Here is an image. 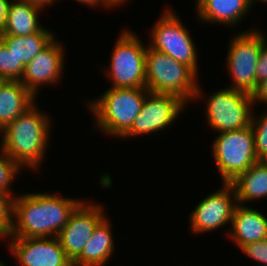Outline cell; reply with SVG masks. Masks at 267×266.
Instances as JSON below:
<instances>
[{"label":"cell","mask_w":267,"mask_h":266,"mask_svg":"<svg viewBox=\"0 0 267 266\" xmlns=\"http://www.w3.org/2000/svg\"><path fill=\"white\" fill-rule=\"evenodd\" d=\"M146 52L131 30H124L116 41L106 69L112 88H146Z\"/></svg>","instance_id":"5"},{"label":"cell","mask_w":267,"mask_h":266,"mask_svg":"<svg viewBox=\"0 0 267 266\" xmlns=\"http://www.w3.org/2000/svg\"><path fill=\"white\" fill-rule=\"evenodd\" d=\"M206 98V119L213 130L222 133L251 125L254 106L251 94L227 87Z\"/></svg>","instance_id":"8"},{"label":"cell","mask_w":267,"mask_h":266,"mask_svg":"<svg viewBox=\"0 0 267 266\" xmlns=\"http://www.w3.org/2000/svg\"><path fill=\"white\" fill-rule=\"evenodd\" d=\"M146 88H112L98 99L90 100L87 107L94 114L97 130L107 135L122 137L141 112Z\"/></svg>","instance_id":"3"},{"label":"cell","mask_w":267,"mask_h":266,"mask_svg":"<svg viewBox=\"0 0 267 266\" xmlns=\"http://www.w3.org/2000/svg\"><path fill=\"white\" fill-rule=\"evenodd\" d=\"M262 114L258 117H255L253 114L251 120V127L255 138L256 155L259 159L267 152V111Z\"/></svg>","instance_id":"23"},{"label":"cell","mask_w":267,"mask_h":266,"mask_svg":"<svg viewBox=\"0 0 267 266\" xmlns=\"http://www.w3.org/2000/svg\"><path fill=\"white\" fill-rule=\"evenodd\" d=\"M252 260L258 261L262 266H267V239L249 243L241 248Z\"/></svg>","instance_id":"26"},{"label":"cell","mask_w":267,"mask_h":266,"mask_svg":"<svg viewBox=\"0 0 267 266\" xmlns=\"http://www.w3.org/2000/svg\"><path fill=\"white\" fill-rule=\"evenodd\" d=\"M42 8L22 0H12L9 5L4 31L0 35L26 36L41 31L38 23Z\"/></svg>","instance_id":"20"},{"label":"cell","mask_w":267,"mask_h":266,"mask_svg":"<svg viewBox=\"0 0 267 266\" xmlns=\"http://www.w3.org/2000/svg\"><path fill=\"white\" fill-rule=\"evenodd\" d=\"M10 2L9 0H0V34L5 29Z\"/></svg>","instance_id":"30"},{"label":"cell","mask_w":267,"mask_h":266,"mask_svg":"<svg viewBox=\"0 0 267 266\" xmlns=\"http://www.w3.org/2000/svg\"><path fill=\"white\" fill-rule=\"evenodd\" d=\"M36 102L8 124L2 133L1 149L21 168H40L51 134V120L40 112Z\"/></svg>","instance_id":"2"},{"label":"cell","mask_w":267,"mask_h":266,"mask_svg":"<svg viewBox=\"0 0 267 266\" xmlns=\"http://www.w3.org/2000/svg\"><path fill=\"white\" fill-rule=\"evenodd\" d=\"M15 195L0 194V237L8 238L13 227V200Z\"/></svg>","instance_id":"24"},{"label":"cell","mask_w":267,"mask_h":266,"mask_svg":"<svg viewBox=\"0 0 267 266\" xmlns=\"http://www.w3.org/2000/svg\"><path fill=\"white\" fill-rule=\"evenodd\" d=\"M0 266H6L2 261H0Z\"/></svg>","instance_id":"36"},{"label":"cell","mask_w":267,"mask_h":266,"mask_svg":"<svg viewBox=\"0 0 267 266\" xmlns=\"http://www.w3.org/2000/svg\"><path fill=\"white\" fill-rule=\"evenodd\" d=\"M196 74L189 66L147 46L146 89L153 93L173 94L186 103L203 93Z\"/></svg>","instance_id":"4"},{"label":"cell","mask_w":267,"mask_h":266,"mask_svg":"<svg viewBox=\"0 0 267 266\" xmlns=\"http://www.w3.org/2000/svg\"><path fill=\"white\" fill-rule=\"evenodd\" d=\"M54 36L47 28L26 36L0 35L15 57V80L20 81L24 67L55 39Z\"/></svg>","instance_id":"16"},{"label":"cell","mask_w":267,"mask_h":266,"mask_svg":"<svg viewBox=\"0 0 267 266\" xmlns=\"http://www.w3.org/2000/svg\"><path fill=\"white\" fill-rule=\"evenodd\" d=\"M0 154V194L13 195V192L11 193V183L22 168L2 150Z\"/></svg>","instance_id":"22"},{"label":"cell","mask_w":267,"mask_h":266,"mask_svg":"<svg viewBox=\"0 0 267 266\" xmlns=\"http://www.w3.org/2000/svg\"><path fill=\"white\" fill-rule=\"evenodd\" d=\"M266 38L261 44L260 55L256 66V84L267 79V43Z\"/></svg>","instance_id":"27"},{"label":"cell","mask_w":267,"mask_h":266,"mask_svg":"<svg viewBox=\"0 0 267 266\" xmlns=\"http://www.w3.org/2000/svg\"><path fill=\"white\" fill-rule=\"evenodd\" d=\"M22 1L36 5L42 9H44V7H47L48 4L52 5V3L54 2V0H22Z\"/></svg>","instance_id":"31"},{"label":"cell","mask_w":267,"mask_h":266,"mask_svg":"<svg viewBox=\"0 0 267 266\" xmlns=\"http://www.w3.org/2000/svg\"><path fill=\"white\" fill-rule=\"evenodd\" d=\"M121 3H122V5H123V3L125 4L126 3V1H129V0H119Z\"/></svg>","instance_id":"35"},{"label":"cell","mask_w":267,"mask_h":266,"mask_svg":"<svg viewBox=\"0 0 267 266\" xmlns=\"http://www.w3.org/2000/svg\"><path fill=\"white\" fill-rule=\"evenodd\" d=\"M255 1H258V0H249V3H250V6L251 7H253V5H254V2ZM261 3L263 2V3H267V0H259Z\"/></svg>","instance_id":"33"},{"label":"cell","mask_w":267,"mask_h":266,"mask_svg":"<svg viewBox=\"0 0 267 266\" xmlns=\"http://www.w3.org/2000/svg\"><path fill=\"white\" fill-rule=\"evenodd\" d=\"M229 230L227 235L241 249L249 243L267 239V217L256 209L238 204Z\"/></svg>","instance_id":"15"},{"label":"cell","mask_w":267,"mask_h":266,"mask_svg":"<svg viewBox=\"0 0 267 266\" xmlns=\"http://www.w3.org/2000/svg\"><path fill=\"white\" fill-rule=\"evenodd\" d=\"M221 189L206 196L190 216V227L195 233H207L229 224L238 205L231 183H223Z\"/></svg>","instance_id":"11"},{"label":"cell","mask_w":267,"mask_h":266,"mask_svg":"<svg viewBox=\"0 0 267 266\" xmlns=\"http://www.w3.org/2000/svg\"><path fill=\"white\" fill-rule=\"evenodd\" d=\"M105 217L94 229L91 238L72 266H104L114 252L111 224Z\"/></svg>","instance_id":"17"},{"label":"cell","mask_w":267,"mask_h":266,"mask_svg":"<svg viewBox=\"0 0 267 266\" xmlns=\"http://www.w3.org/2000/svg\"><path fill=\"white\" fill-rule=\"evenodd\" d=\"M10 250L21 266H72L57 237H10Z\"/></svg>","instance_id":"13"},{"label":"cell","mask_w":267,"mask_h":266,"mask_svg":"<svg viewBox=\"0 0 267 266\" xmlns=\"http://www.w3.org/2000/svg\"><path fill=\"white\" fill-rule=\"evenodd\" d=\"M35 101L36 97L19 80H7L0 89V131Z\"/></svg>","instance_id":"19"},{"label":"cell","mask_w":267,"mask_h":266,"mask_svg":"<svg viewBox=\"0 0 267 266\" xmlns=\"http://www.w3.org/2000/svg\"><path fill=\"white\" fill-rule=\"evenodd\" d=\"M200 1H202V0H195V2H196V5L200 2Z\"/></svg>","instance_id":"37"},{"label":"cell","mask_w":267,"mask_h":266,"mask_svg":"<svg viewBox=\"0 0 267 266\" xmlns=\"http://www.w3.org/2000/svg\"><path fill=\"white\" fill-rule=\"evenodd\" d=\"M219 135V136H218ZM212 144V156L223 183H230L259 161L251 125L239 130L218 133Z\"/></svg>","instance_id":"6"},{"label":"cell","mask_w":267,"mask_h":266,"mask_svg":"<svg viewBox=\"0 0 267 266\" xmlns=\"http://www.w3.org/2000/svg\"><path fill=\"white\" fill-rule=\"evenodd\" d=\"M82 201L72 212L69 221L58 233L66 257L73 262L91 238L94 229L106 217L102 205Z\"/></svg>","instance_id":"12"},{"label":"cell","mask_w":267,"mask_h":266,"mask_svg":"<svg viewBox=\"0 0 267 266\" xmlns=\"http://www.w3.org/2000/svg\"><path fill=\"white\" fill-rule=\"evenodd\" d=\"M80 3H84L85 5L87 4L88 6H92V7H97V6H105L107 8L112 9L115 8L118 5H121L122 3L119 0H76ZM115 6V7H114Z\"/></svg>","instance_id":"29"},{"label":"cell","mask_w":267,"mask_h":266,"mask_svg":"<svg viewBox=\"0 0 267 266\" xmlns=\"http://www.w3.org/2000/svg\"><path fill=\"white\" fill-rule=\"evenodd\" d=\"M196 13L203 22L236 26L251 9L249 0H202Z\"/></svg>","instance_id":"18"},{"label":"cell","mask_w":267,"mask_h":266,"mask_svg":"<svg viewBox=\"0 0 267 266\" xmlns=\"http://www.w3.org/2000/svg\"><path fill=\"white\" fill-rule=\"evenodd\" d=\"M240 205L267 197V164L257 161L230 182ZM255 199V200H254ZM249 201V202H248ZM244 203V204H243Z\"/></svg>","instance_id":"21"},{"label":"cell","mask_w":267,"mask_h":266,"mask_svg":"<svg viewBox=\"0 0 267 266\" xmlns=\"http://www.w3.org/2000/svg\"><path fill=\"white\" fill-rule=\"evenodd\" d=\"M264 39V35L253 28L238 33L229 42L226 67L233 78L230 88L251 95L256 90V66Z\"/></svg>","instance_id":"7"},{"label":"cell","mask_w":267,"mask_h":266,"mask_svg":"<svg viewBox=\"0 0 267 266\" xmlns=\"http://www.w3.org/2000/svg\"><path fill=\"white\" fill-rule=\"evenodd\" d=\"M7 81V79H4V78H0V89H1V86Z\"/></svg>","instance_id":"34"},{"label":"cell","mask_w":267,"mask_h":266,"mask_svg":"<svg viewBox=\"0 0 267 266\" xmlns=\"http://www.w3.org/2000/svg\"><path fill=\"white\" fill-rule=\"evenodd\" d=\"M0 78L15 80V57L0 39Z\"/></svg>","instance_id":"25"},{"label":"cell","mask_w":267,"mask_h":266,"mask_svg":"<svg viewBox=\"0 0 267 266\" xmlns=\"http://www.w3.org/2000/svg\"><path fill=\"white\" fill-rule=\"evenodd\" d=\"M252 100L254 105L257 103L256 101H261L260 103L267 104V79L259 82L257 84L256 90L252 93Z\"/></svg>","instance_id":"28"},{"label":"cell","mask_w":267,"mask_h":266,"mask_svg":"<svg viewBox=\"0 0 267 266\" xmlns=\"http://www.w3.org/2000/svg\"><path fill=\"white\" fill-rule=\"evenodd\" d=\"M82 199L49 193H29L13 200V227L10 237H57Z\"/></svg>","instance_id":"1"},{"label":"cell","mask_w":267,"mask_h":266,"mask_svg":"<svg viewBox=\"0 0 267 266\" xmlns=\"http://www.w3.org/2000/svg\"><path fill=\"white\" fill-rule=\"evenodd\" d=\"M259 161L267 164V152L259 159Z\"/></svg>","instance_id":"32"},{"label":"cell","mask_w":267,"mask_h":266,"mask_svg":"<svg viewBox=\"0 0 267 266\" xmlns=\"http://www.w3.org/2000/svg\"><path fill=\"white\" fill-rule=\"evenodd\" d=\"M64 48L54 39L25 67L20 82L36 97L39 87L55 85L64 71Z\"/></svg>","instance_id":"14"},{"label":"cell","mask_w":267,"mask_h":266,"mask_svg":"<svg viewBox=\"0 0 267 266\" xmlns=\"http://www.w3.org/2000/svg\"><path fill=\"white\" fill-rule=\"evenodd\" d=\"M187 103L173 94L148 92L146 94L141 112L134 119L131 128L122 136L135 137L156 133L169 127L184 111Z\"/></svg>","instance_id":"10"},{"label":"cell","mask_w":267,"mask_h":266,"mask_svg":"<svg viewBox=\"0 0 267 266\" xmlns=\"http://www.w3.org/2000/svg\"><path fill=\"white\" fill-rule=\"evenodd\" d=\"M173 10L164 9L163 16L151 30L150 48L171 56L177 62L189 66L198 73L197 53L189 31Z\"/></svg>","instance_id":"9"}]
</instances>
